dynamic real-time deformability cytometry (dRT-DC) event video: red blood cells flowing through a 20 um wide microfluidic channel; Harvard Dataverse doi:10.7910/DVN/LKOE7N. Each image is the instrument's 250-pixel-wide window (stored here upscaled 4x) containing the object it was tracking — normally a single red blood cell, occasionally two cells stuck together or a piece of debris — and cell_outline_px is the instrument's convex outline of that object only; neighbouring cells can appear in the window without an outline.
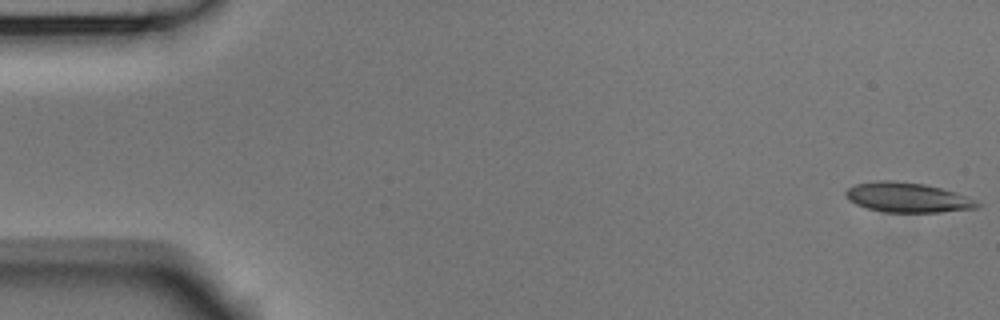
{"species": "Egyptian fruit bat (a non-hibernating species)", "species_latin": "Rousettus aegyptiacus", "temperature_condition": "room temperature", "stored_images_in_passage": 53, "camera_frame_rate_fps": 3000, "um_per_image_px": 0.085, "animal": {"sex": "male"}, "frame": {"image": 1, "passage_image": 1, "time_ms": 0.0, "image_size_px": [1000, 320], "cell_outline_px": [[980, 204], [976, 208], [936, 212], [884, 212], [868, 208], [856, 204], [848, 200], [844, 192], [848, 188], [856, 184], [876, 180], [888, 180], [924, 184], [940, 188], [976, 200]], "centroid_in_image_um": [77.07, 16.78], "position_along_channel_um": 7.9, "area_um2": 22.48}}
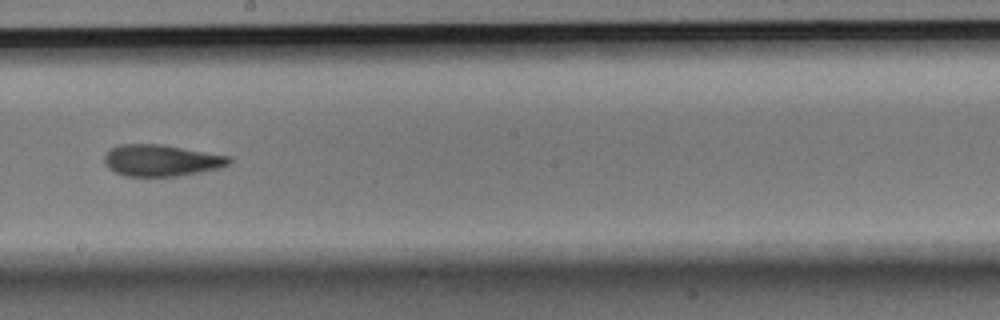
{"frame": {"image": 2, "passage_image": 30, "time_ms": 9.667, "image_size_px": [1000, 320], "cell_outline_px": [[232, 160], [228, 164], [216, 168], [180, 176], [124, 176], [116, 172], [104, 160], [104, 156], [112, 148], [120, 144], [164, 144], [228, 156]], "centroid_in_image_um": [13.71, 13.62], "position_along_channel_um": 234.5, "area_um2": 22.54}}
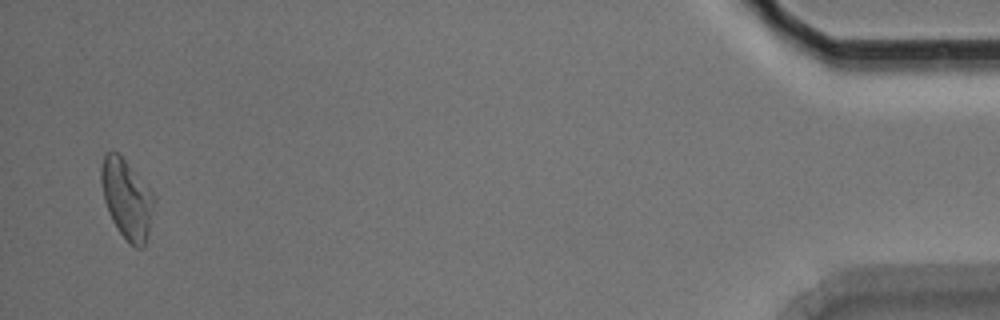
{"frame": {"image": 3, "passage_image": 52, "time_ms": 17.0, "image_size_px": [1000, 320], "cell_outline_px": [[152, 208], [148, 236], [144, 248], [136, 248], [120, 232], [112, 220], [108, 212], [104, 200], [100, 180], [100, 168], [104, 152], [116, 152], [124, 160], [152, 192]], "centroid_in_image_um": [10.73, 16.91], "position_along_channel_um": 424.5, "area_um2": 23.81}, "authors_computed_cell_mechanics": {"area_um2": 23.0044, "velocity_mm_per_s": 3.7542, "shape_relaxation_time_tau1_ms": 7.6612, "shape_relaxation_time_tau2_ms": 3.5932, "deformation_change_tau1": 0.19, "deformation_change_tau2": 0.1082}}